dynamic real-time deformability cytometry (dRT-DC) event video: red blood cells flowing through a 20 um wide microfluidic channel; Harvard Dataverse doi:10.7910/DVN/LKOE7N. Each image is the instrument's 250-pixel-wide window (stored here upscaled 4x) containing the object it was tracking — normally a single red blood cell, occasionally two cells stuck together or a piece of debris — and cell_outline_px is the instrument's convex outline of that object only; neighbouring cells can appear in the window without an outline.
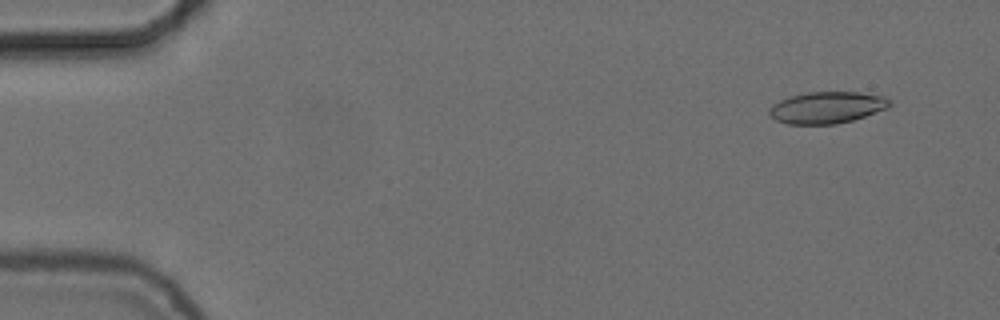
{"species": "common noctule bat (a hibernating species)", "species_latin": "Nyctalus noctula", "temperature_condition": "cold", "stored_images_in_passage": 55, "camera_frame_rate_fps": 3000, "um_per_image_px": 0.085, "animal": {"sex": "female", "body_mass_g": 24.6, "forearm_length_mm": 56.2}, "frame": {"image": 1, "passage_image": 4, "time_ms": 1.0, "image_size_px": [1000, 320], "cell_outline_px": [[892, 104], [888, 108], [852, 120], [836, 124], [788, 124], [776, 120], [768, 116], [768, 108], [772, 104], [788, 96], [808, 92], [856, 92], [884, 96]], "centroid_in_image_um": [70.23, 9.14], "position_along_channel_um": 14.8, "area_um2": 22.31}}
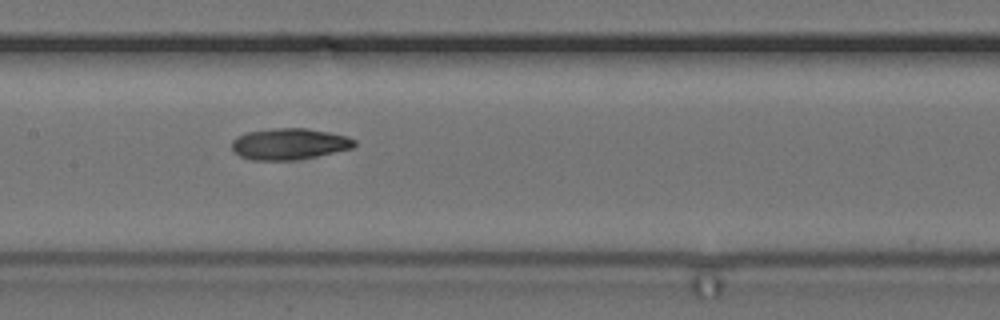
{"frame": {"image": 2, "passage_image": 27, "time_ms": 8.667, "image_size_px": [1000, 320], "cell_outline_px": [[356, 144], [352, 148], [316, 156], [296, 160], [252, 160], [240, 156], [232, 152], [232, 140], [236, 136], [248, 132], [272, 128], [308, 128], [348, 136], [356, 140]], "centroid_in_image_um": [24.57, 12.23], "position_along_channel_um": 182.8, "area_um2": 22.48}}
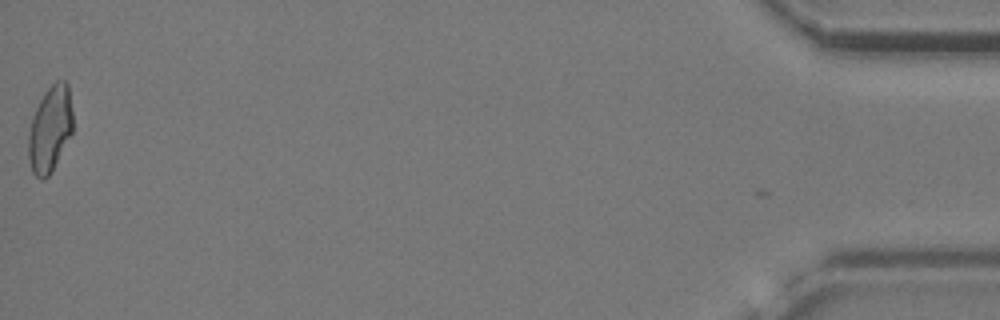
{"frame": {"image": 3, "passage_image": 55, "time_ms": 18.0, "image_size_px": [1000, 320], "cell_outline_px": [[72, 132], [52, 172], [44, 180], [40, 180], [32, 172], [28, 156], [28, 132], [32, 116], [44, 92], [56, 80], [64, 80], [68, 84], [72, 112]], "centroid_in_image_um": [4.24, 10.98], "position_along_channel_um": 431.0, "area_um2": 22.37}, "authors_computed_cell_mechanics": {"area_um2": 22.1952, "velocity_mm_per_s": 3.721, "shape_relaxation_time_tau1_ms": 10.9162, "shape_relaxation_time_tau2_ms": 4.6165, "deformation_change_tau1": 0.1741, "deformation_change_tau2": 0.1229}}